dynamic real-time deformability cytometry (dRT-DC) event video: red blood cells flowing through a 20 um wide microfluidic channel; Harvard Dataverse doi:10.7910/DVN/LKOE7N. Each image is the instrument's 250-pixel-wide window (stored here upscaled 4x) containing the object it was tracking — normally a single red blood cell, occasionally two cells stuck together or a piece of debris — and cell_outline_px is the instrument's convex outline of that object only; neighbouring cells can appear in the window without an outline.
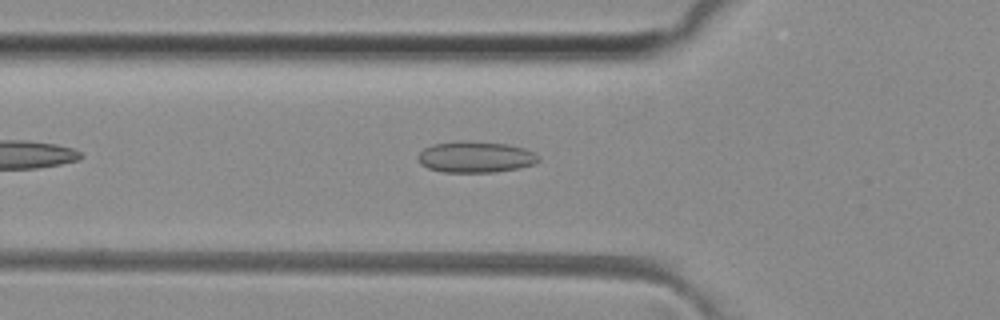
{"species": "common noctule bat (a hibernating species)", "species_latin": "Nyctalus noctula", "temperature_condition": "room temperature", "stored_images_in_passage": 36, "camera_frame_rate_fps": 3000, "um_per_image_px": 0.085, "animal": {"sex": "female", "body_mass_g": 29.2, "forearm_length_mm": 56.3}, "frame": {"image": 1, "passage_image": 6, "time_ms": 1.667, "image_size_px": [1000, 320], "cell_outline_px": [[540, 160], [536, 164], [520, 168], [496, 172], [444, 172], [428, 168], [420, 164], [416, 160], [416, 156], [424, 148], [432, 144], [460, 140], [468, 140], [508, 144], [524, 148], [540, 156]], "centroid_in_image_um": [40.41, 13.34], "position_along_channel_um": 85.4, "area_um2": 22.37}}
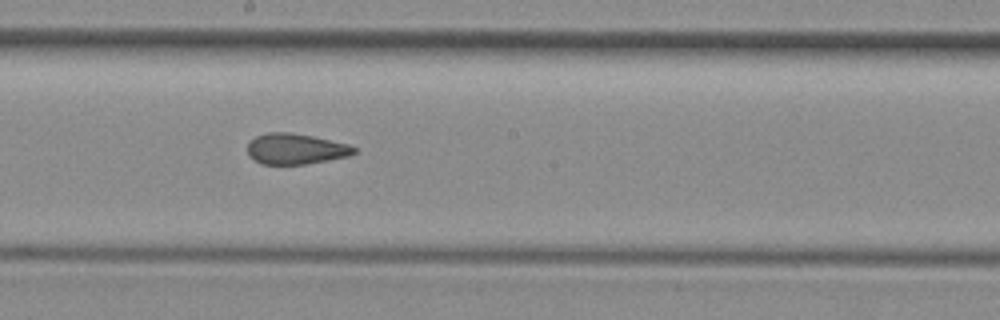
{"frame": {"image": 2, "passage_image": 16, "time_ms": 5.0, "image_size_px": [1000, 320], "cell_outline_px": [[356, 152], [348, 156], [328, 160], [304, 164], [260, 164], [248, 156], [248, 144], [256, 136], [268, 132], [288, 132], [312, 136], [348, 144], [356, 148]], "centroid_in_image_um": [25.11, 12.66], "position_along_channel_um": 223.1, "area_um2": 18.96}}
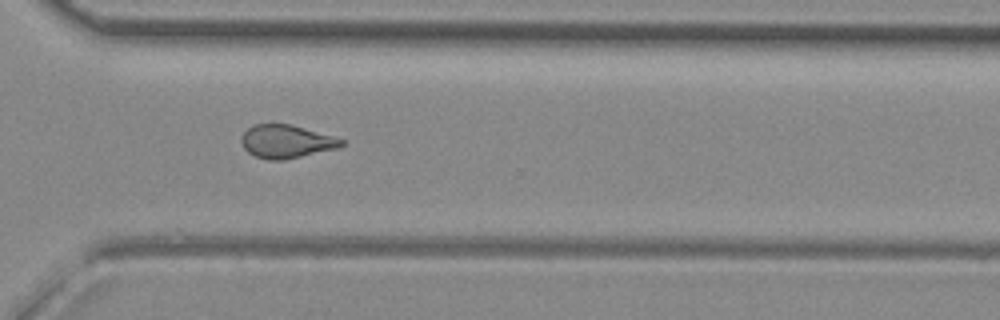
{"frame": {"image": 3, "passage_image": 25, "time_ms": 8.0, "image_size_px": [1000, 320], "cell_outline_px": [[348, 140], [344, 144], [336, 148], [284, 160], [268, 160], [256, 156], [248, 152], [244, 148], [240, 140], [244, 132], [248, 128], [256, 124], [292, 124]], "centroid_in_image_um": [24.36, 12.02], "position_along_channel_um": 346.2, "area_um2": 19.36}, "authors_computed_cell_mechanics": {"area_um2": 19.7098, "velocity_mm_per_s": 4.1212, "shape_relaxation_time_tau1_ms": null, "shape_relaxation_time_tau2_ms": 1.5087, "deformation_change_tau1": null, "deformation_change_tau2": 0.099}}